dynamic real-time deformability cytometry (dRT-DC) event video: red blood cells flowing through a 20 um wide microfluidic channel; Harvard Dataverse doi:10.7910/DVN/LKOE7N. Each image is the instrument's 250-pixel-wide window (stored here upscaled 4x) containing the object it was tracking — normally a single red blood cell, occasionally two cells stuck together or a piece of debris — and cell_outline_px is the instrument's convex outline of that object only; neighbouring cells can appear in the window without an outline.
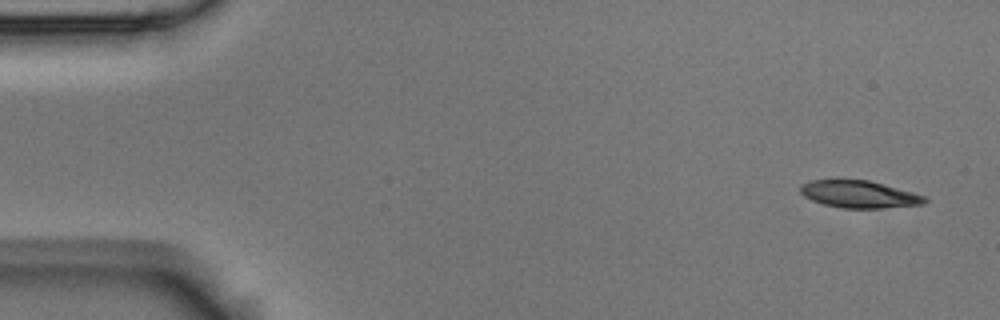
{"species": "Egyptian fruit bat (a non-hibernating species)", "species_latin": "Rousettus aegyptiacus", "temperature_condition": "room temperature", "stored_images_in_passage": 5, "camera_frame_rate_fps": 3000, "um_per_image_px": 0.085, "animal": {"sex": "male"}, "frame": {"image": 1, "passage_image": 1, "time_ms": 0.0, "image_size_px": [1000, 320], "cell_outline_px": [[928, 200], [924, 204], [880, 208], [844, 208], [824, 204], [812, 200], [804, 196], [800, 192], [800, 184], [812, 180], [868, 180], [884, 184], [912, 192], [924, 196]], "centroid_in_image_um": [73.01, 16.51], "position_along_channel_um": 12.0, "area_um2": 19.54}}